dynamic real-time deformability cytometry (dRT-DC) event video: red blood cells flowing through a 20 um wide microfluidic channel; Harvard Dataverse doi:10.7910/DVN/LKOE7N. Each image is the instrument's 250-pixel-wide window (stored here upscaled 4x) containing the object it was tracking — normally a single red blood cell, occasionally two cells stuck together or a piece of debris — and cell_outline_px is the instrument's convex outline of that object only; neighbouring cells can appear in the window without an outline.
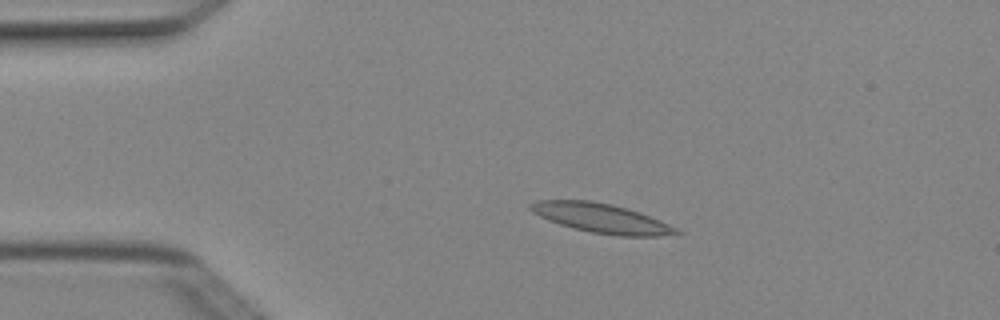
{"species": "Egyptian fruit bat (a non-hibernating species)", "species_latin": "Rousettus aegyptiacus", "temperature_condition": "cold", "stored_images_in_passage": 3, "camera_frame_rate_fps": 3000, "um_per_image_px": 0.085, "animal": {"sex": "female"}, "frame": {"image": 1, "passage_image": 2, "time_ms": 0.333, "image_size_px": [1000, 320], "cell_outline_px": [[684, 232], [660, 236], [620, 236], [592, 232], [572, 228], [548, 220], [532, 212], [528, 208], [528, 204], [536, 200], [588, 200], [612, 204], [640, 212], [668, 224]], "centroid_in_image_um": [51.08, 18.54], "position_along_channel_um": 33.9, "area_um2": 24.85}}